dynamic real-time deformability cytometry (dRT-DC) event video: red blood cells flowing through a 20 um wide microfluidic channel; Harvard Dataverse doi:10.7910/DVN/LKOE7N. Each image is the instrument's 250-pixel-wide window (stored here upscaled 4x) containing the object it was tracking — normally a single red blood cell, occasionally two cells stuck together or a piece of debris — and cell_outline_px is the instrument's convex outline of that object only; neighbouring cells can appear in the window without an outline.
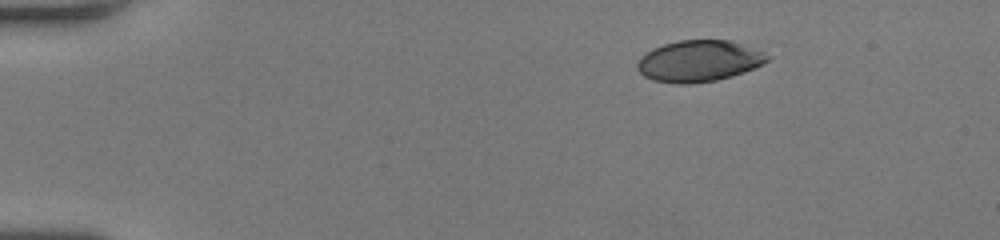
{"species": "human", "species_latin": "Homo sapiens", "temperature_condition": "room temperature", "stored_images_in_passage": 45, "camera_frame_rate_fps": 3000, "um_per_image_px": 0.085, "donor": {"sex": "female"}, "frame": {"image": 1, "passage_image": 1, "time_ms": 0.0, "image_size_px": [1000, 240], "cell_outline_px": [[772, 56], [768, 60], [744, 72], [732, 76], [716, 80], [688, 84], [676, 84], [652, 80], [644, 76], [636, 68], [636, 64], [640, 56], [652, 48], [664, 44], [680, 40], [732, 40]], "centroid_in_image_um": [59.36, 5.19], "position_along_channel_um": 25.6, "area_um2": 31.33}}
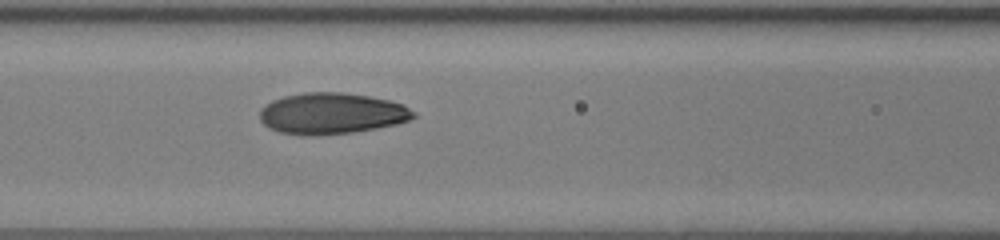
{"frame": {"image": 2, "passage_image": 17, "time_ms": 5.333, "image_size_px": [1000, 240], "cell_outline_px": [[416, 116], [408, 120], [396, 124], [376, 128], [352, 132], [316, 136], [304, 136], [280, 132], [268, 128], [260, 120], [260, 108], [264, 104], [272, 100], [284, 96], [304, 92], [340, 92], [368, 96], [388, 100], [404, 104], [416, 112]], "centroid_in_image_um": [28.16, 9.65], "position_along_channel_um": 138.4, "area_um2": 37.17}}
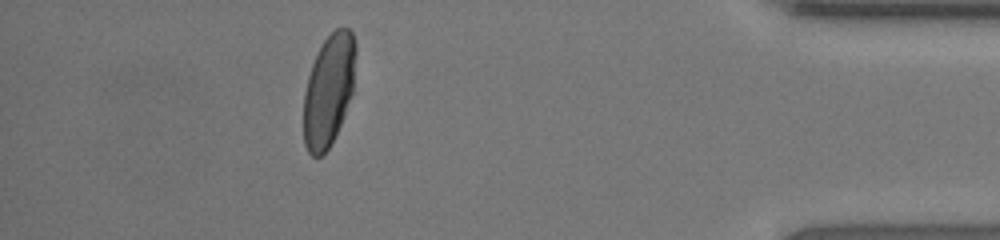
{"frame": {"image": 3, "passage_image": 40, "time_ms": 13.0, "image_size_px": [1000, 240], "cell_outline_px": [[356, 52], [352, 92], [344, 116], [328, 148], [320, 156], [312, 156], [308, 152], [304, 144], [304, 92], [308, 76], [312, 64], [324, 40], [336, 28], [348, 28], [352, 32], [356, 44]], "centroid_in_image_um": [27.94, 7.65], "position_along_channel_um": 407.3, "area_um2": 33.58}, "authors_computed_cell_mechanics": {"area_um2": 35.547, "velocity_mm_per_s": 4.0821, "shape_relaxation_time_tau1_ms": 4.471, "shape_relaxation_time_tau2_ms": 0.8652, "deformation_change_tau1": 0.1983, "deformation_change_tau2": 0.0581}}